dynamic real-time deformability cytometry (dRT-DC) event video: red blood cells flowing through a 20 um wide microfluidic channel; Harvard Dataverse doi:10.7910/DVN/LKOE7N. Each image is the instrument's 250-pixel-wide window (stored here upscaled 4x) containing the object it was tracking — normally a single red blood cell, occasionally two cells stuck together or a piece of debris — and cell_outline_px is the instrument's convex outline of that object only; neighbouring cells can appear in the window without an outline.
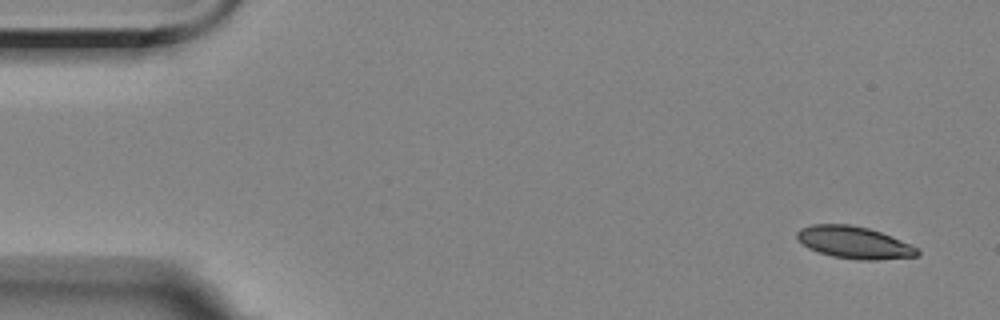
{"species": "Egyptian fruit bat (a non-hibernating species)", "species_latin": "Rousettus aegyptiacus", "temperature_condition": "room temperature", "stored_images_in_passage": 6, "camera_frame_rate_fps": 3000, "um_per_image_px": 0.085, "animal": {"sex": "female"}, "frame": {"image": 1, "passage_image": 1, "time_ms": 0.0, "image_size_px": [1000, 320], "cell_outline_px": [[920, 252], [916, 256], [876, 260], [856, 260], [832, 256], [808, 248], [796, 236], [796, 232], [800, 228], [812, 224], [848, 224], [868, 228], [880, 232], [908, 244], [916, 248]], "centroid_in_image_um": [72.56, 20.61], "position_along_channel_um": 12.4, "area_um2": 22.2}}
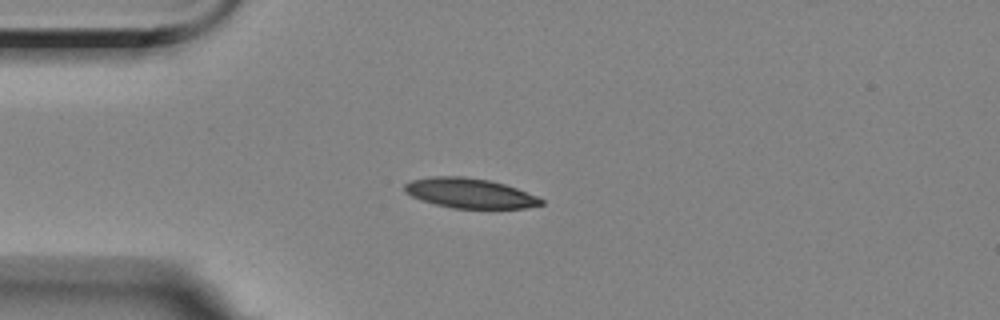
{"frame": {"image": 2, "passage_image": 4, "time_ms": 3.667, "image_size_px": [1000, 320], "cell_outline_px": [[544, 204], [524, 208], [452, 208], [420, 200], [404, 192], [404, 184], [412, 180], [432, 176], [464, 176], [488, 180], [504, 184], [516, 188], [536, 196], [544, 200]], "centroid_in_image_um": [39.9, 16.42], "position_along_channel_um": 45.1, "area_um2": 23.64}}
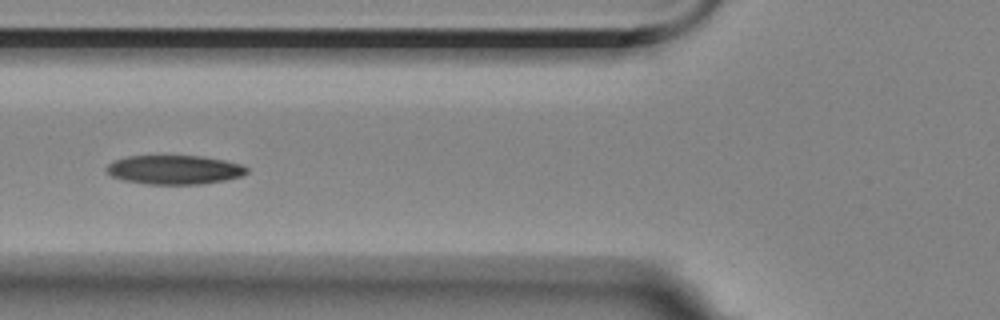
{"frame": {"image": 3, "passage_image": 6, "time_ms": 6.0, "image_size_px": [1000, 320], "cell_outline_px": [[248, 172], [240, 176], [224, 180], [200, 184], [148, 184], [124, 180], [112, 176], [104, 168], [108, 164], [116, 160], [128, 156], [200, 156], [224, 160], [240, 164], [248, 168]], "centroid_in_image_um": [14.82, 14.43], "position_along_channel_um": 111.0, "area_um2": 23.52}}